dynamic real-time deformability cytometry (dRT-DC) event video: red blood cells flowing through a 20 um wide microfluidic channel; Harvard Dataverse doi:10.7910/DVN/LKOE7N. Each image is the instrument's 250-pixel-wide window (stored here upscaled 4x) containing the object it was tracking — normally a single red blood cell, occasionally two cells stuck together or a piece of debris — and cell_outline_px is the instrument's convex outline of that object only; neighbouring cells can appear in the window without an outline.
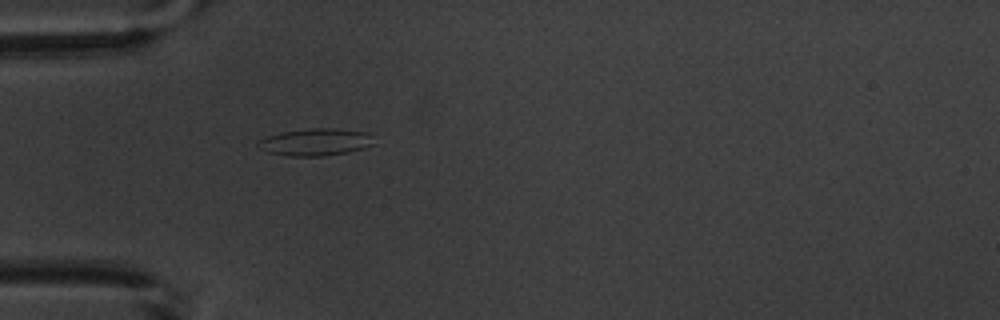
{"species": "common noctule bat (a hibernating species)", "species_latin": "Nyctalus noctula", "temperature_condition": "warm", "stored_images_in_passage": 1, "camera_frame_rate_fps": 3000, "um_per_image_px": 0.085, "animal": {"sex": "male", "body_mass_g": 20.1, "forearm_length_mm": 53.5}, "frame": {"image": 1, "passage_image": 1, "time_ms": 0.0, "image_size_px": [1000, 320], "cell_outline_px": [[376, 144], [364, 148], [348, 152], [324, 156], [288, 156], [268, 152], [256, 144], [260, 140], [268, 136], [280, 132], [312, 128], [332, 128], [368, 132]], "centroid_in_image_um": [26.86, 12.07], "position_along_channel_um": 58.1, "area_um2": 18.32}}